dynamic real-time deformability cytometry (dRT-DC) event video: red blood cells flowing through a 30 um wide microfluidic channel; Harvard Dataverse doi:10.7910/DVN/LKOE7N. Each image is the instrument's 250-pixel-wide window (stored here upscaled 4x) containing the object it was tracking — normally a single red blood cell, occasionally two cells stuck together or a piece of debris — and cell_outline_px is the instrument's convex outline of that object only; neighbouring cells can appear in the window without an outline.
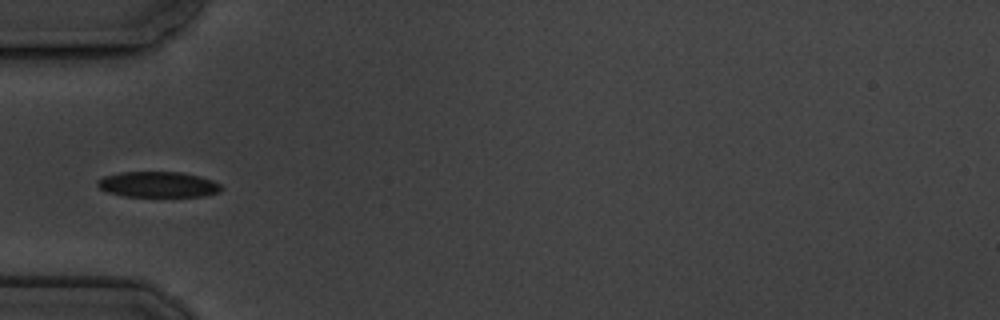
{"species": "common noctule bat (a hibernating species)", "species_latin": "Nyctalus noctula", "temperature_condition": "cold", "stored_images_in_passage": 6, "camera_frame_rate_fps": 3000, "um_per_image_px": 0.085, "animal": {"sex": "male", "body_mass_g": 19.5, "forearm_length_mm": 54.6}, "frame": {"image": 1, "passage_image": 1, "time_ms": 0.0, "image_size_px": [1000, 320], "cell_outline_px": [[220, 192], [204, 196], [124, 196], [108, 192], [100, 188], [96, 184], [96, 180], [104, 176], [120, 172], [180, 172], [200, 176], [212, 180], [220, 184]], "centroid_in_image_um": [13.41, 15.67], "position_along_channel_um": 71.6, "area_um2": 18.44}}
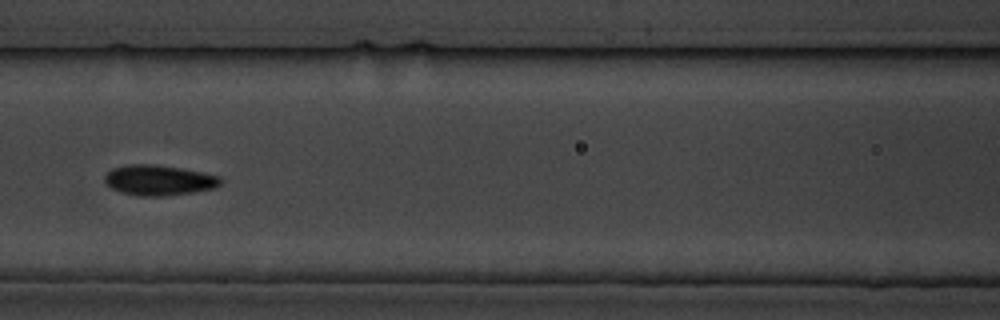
{"frame": {"image": 2, "passage_image": 3, "time_ms": 2.333, "image_size_px": [1000, 320], "cell_outline_px": [[224, 180], [216, 188], [196, 192], [164, 196], [140, 196], [120, 192], [112, 188], [104, 180], [104, 176], [112, 168], [128, 164], [152, 164], [180, 168], [204, 172], [220, 176]], "centroid_in_image_um": [13.55, 15.32], "position_along_channel_um": 153.1, "area_um2": 20.69}}
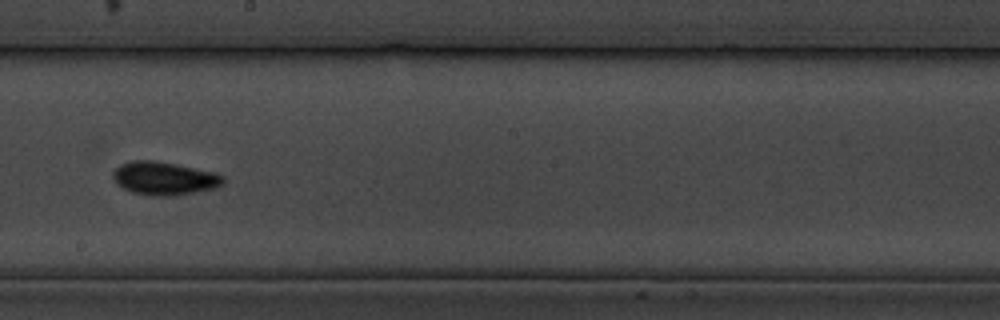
{"frame": {"image": 3, "passage_image": 5, "time_ms": 4.667, "image_size_px": [1000, 320], "cell_outline_px": [[224, 184], [216, 188], [176, 196], [152, 196], [132, 192], [116, 184], [112, 176], [112, 172], [120, 164], [132, 160], [152, 160], [176, 164], [216, 172], [224, 176]], "centroid_in_image_um": [13.98, 15.16], "position_along_channel_um": 234.2, "area_um2": 21.62}}